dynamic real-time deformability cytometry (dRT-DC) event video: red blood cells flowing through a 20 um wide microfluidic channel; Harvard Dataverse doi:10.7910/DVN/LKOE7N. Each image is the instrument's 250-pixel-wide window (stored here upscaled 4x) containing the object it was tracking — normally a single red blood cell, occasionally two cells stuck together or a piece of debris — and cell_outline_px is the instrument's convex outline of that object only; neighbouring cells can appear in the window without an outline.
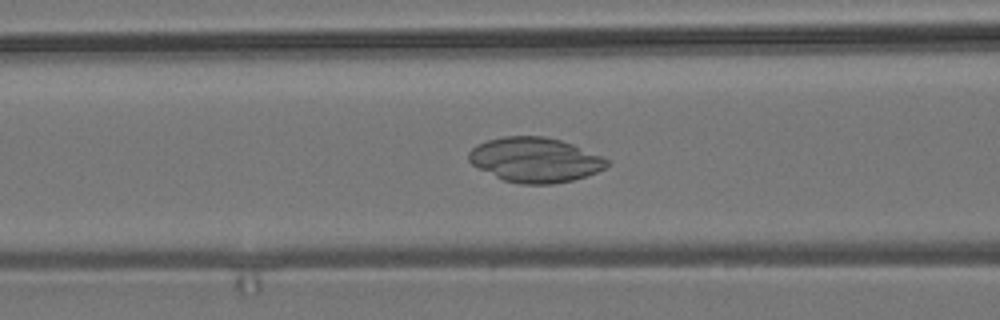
{"species": "common noctule bat (a hibernating species)", "species_latin": "Nyctalus noctula", "temperature_condition": "room temperature", "stored_images_in_passage": 49, "camera_frame_rate_fps": 3000, "um_per_image_px": 0.085, "animal": {"sex": "male", "body_mass_g": 19.2, "forearm_length_mm": 51.8}, "frame": {"image": 1, "passage_image": 21, "time_ms": 6.667, "image_size_px": [1000, 320], "cell_outline_px": [[608, 164], [604, 168], [596, 172], [572, 180], [552, 184], [520, 184], [504, 180], [472, 164], [468, 160], [468, 152], [476, 144], [488, 140], [504, 136], [544, 136], [560, 140], [572, 144], [604, 156], [608, 160]], "centroid_in_image_um": [45.48, 13.58], "position_along_channel_um": 121.1, "area_um2": 35.84}}
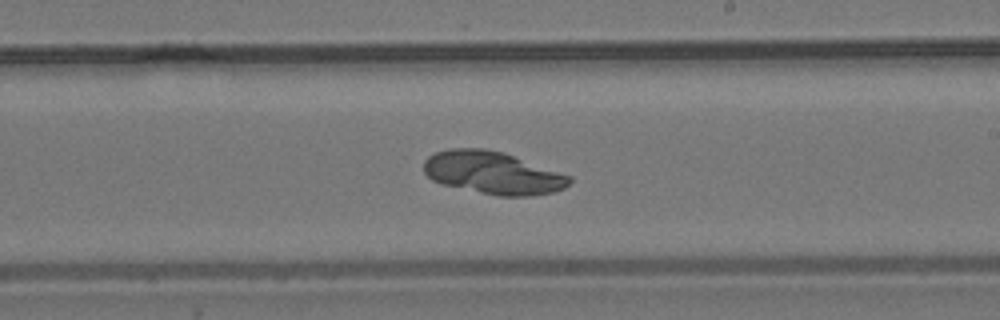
{"frame": {"image": 2, "passage_image": 31, "time_ms": 10.0, "image_size_px": [1000, 320], "cell_outline_px": [[572, 180], [564, 188], [556, 192], [532, 196], [496, 196], [440, 184], [432, 180], [424, 172], [424, 160], [428, 156], [436, 152], [448, 148], [484, 148], [504, 152], [572, 176]], "centroid_in_image_um": [41.89, 14.69], "position_along_channel_um": 247.1, "area_um2": 36.59}}
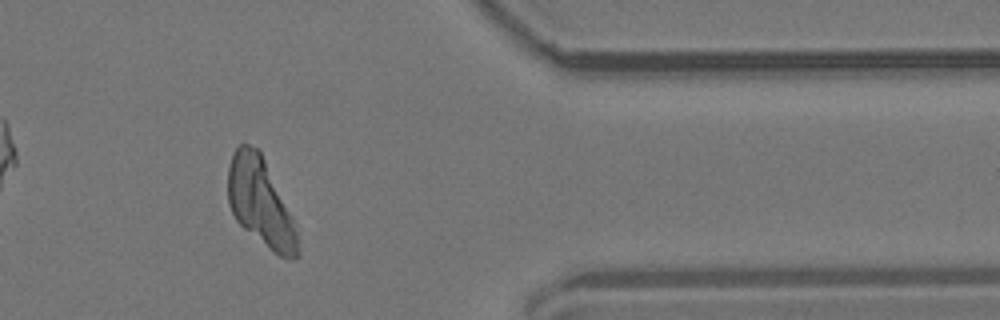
{"frame": {"image": 3, "passage_image": 44, "time_ms": 14.333, "image_size_px": [1000, 320], "cell_outline_px": [[300, 256], [288, 260], [280, 256], [244, 228], [236, 220], [228, 204], [228, 168], [232, 152], [240, 144], [248, 144], [260, 148], [292, 220], [296, 232]], "centroid_in_image_um": [22.11, 17.16], "position_along_channel_um": 389.3, "area_um2": 35.14}}